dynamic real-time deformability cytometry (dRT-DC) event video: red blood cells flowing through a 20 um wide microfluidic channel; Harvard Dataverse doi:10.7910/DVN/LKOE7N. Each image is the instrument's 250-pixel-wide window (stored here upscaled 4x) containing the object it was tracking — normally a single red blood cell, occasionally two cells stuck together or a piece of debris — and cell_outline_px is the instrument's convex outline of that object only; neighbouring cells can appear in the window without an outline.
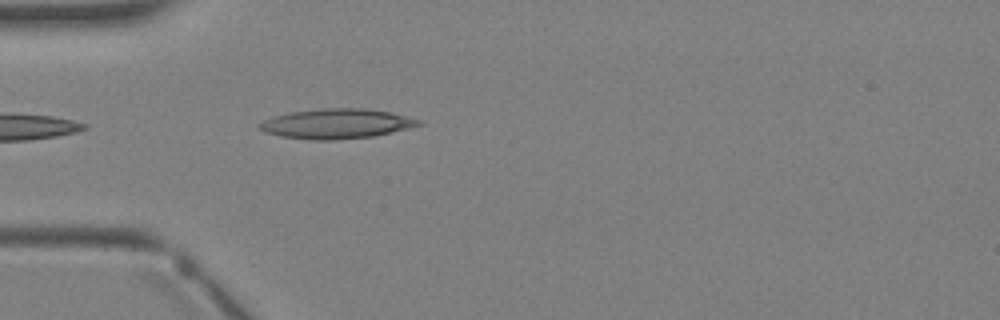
{"species": "Egyptian fruit bat (a non-hibernating species)", "species_latin": "Rousettus aegyptiacus", "temperature_condition": "warm", "stored_images_in_passage": 2, "camera_frame_rate_fps": 3000, "um_per_image_px": 0.085, "animal": {"sex": "female"}, "frame": {"image": 1, "passage_image": 2, "time_ms": 1.0, "image_size_px": [1000, 320], "cell_outline_px": [[424, 124], [392, 132], [372, 136], [332, 140], [316, 140], [280, 136], [264, 132], [256, 124], [272, 116], [292, 112], [324, 108], [364, 108], [388, 112], [420, 120]], "centroid_in_image_um": [28.56, 10.51], "position_along_channel_um": 56.4, "area_um2": 27.4}}